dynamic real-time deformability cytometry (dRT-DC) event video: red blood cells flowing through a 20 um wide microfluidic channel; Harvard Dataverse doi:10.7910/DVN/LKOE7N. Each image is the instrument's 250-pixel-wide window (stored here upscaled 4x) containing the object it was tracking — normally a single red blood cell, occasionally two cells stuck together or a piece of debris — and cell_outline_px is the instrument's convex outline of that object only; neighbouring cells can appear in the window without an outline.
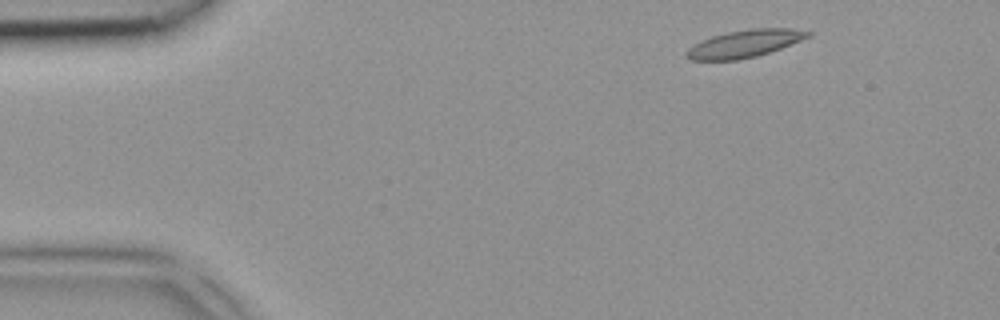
{"species": "common noctule bat (a hibernating species)", "species_latin": "Nyctalus noctula", "temperature_condition": "room temperature", "stored_images_in_passage": 3, "camera_frame_rate_fps": 3000, "um_per_image_px": 0.085, "animal": {"sex": "female", "body_mass_g": 18.4}, "frame": {"image": 1, "passage_image": 1, "time_ms": 0.0, "image_size_px": [1000, 320], "cell_outline_px": [[812, 36], [780, 48], [756, 56], [736, 60], [692, 60], [684, 56], [684, 52], [688, 48], [712, 36], [728, 32], [752, 28], [788, 28], [812, 32]], "centroid_in_image_um": [63.29, 3.71], "position_along_channel_um": 21.7, "area_um2": 19.19}}